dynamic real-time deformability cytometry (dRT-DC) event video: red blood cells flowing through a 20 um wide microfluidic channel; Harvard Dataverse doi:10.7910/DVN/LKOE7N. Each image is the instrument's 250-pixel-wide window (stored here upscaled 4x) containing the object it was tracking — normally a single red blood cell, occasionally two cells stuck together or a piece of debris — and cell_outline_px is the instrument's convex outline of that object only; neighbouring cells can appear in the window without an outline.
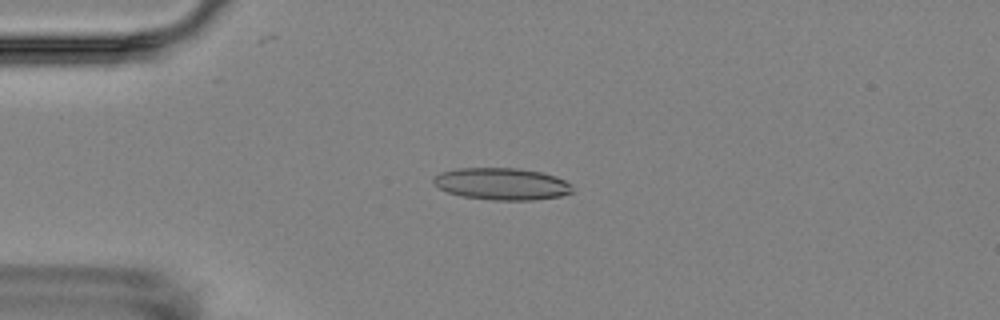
{"species": "Egyptian fruit bat (a non-hibernating species)", "species_latin": "Rousettus aegyptiacus", "temperature_condition": "room temperature", "stored_images_in_passage": 4, "camera_frame_rate_fps": 3000, "um_per_image_px": 0.085, "animal": {"sex": "female"}, "frame": {"image": 1, "passage_image": 2, "time_ms": 2.0, "image_size_px": [1000, 320], "cell_outline_px": [[572, 192], [560, 196], [532, 200], [492, 200], [464, 196], [448, 192], [440, 188], [432, 180], [440, 172], [456, 168], [516, 168], [544, 172], [556, 176], [572, 184]], "centroid_in_image_um": [42.68, 15.62], "position_along_channel_um": 42.3, "area_um2": 25.84}}